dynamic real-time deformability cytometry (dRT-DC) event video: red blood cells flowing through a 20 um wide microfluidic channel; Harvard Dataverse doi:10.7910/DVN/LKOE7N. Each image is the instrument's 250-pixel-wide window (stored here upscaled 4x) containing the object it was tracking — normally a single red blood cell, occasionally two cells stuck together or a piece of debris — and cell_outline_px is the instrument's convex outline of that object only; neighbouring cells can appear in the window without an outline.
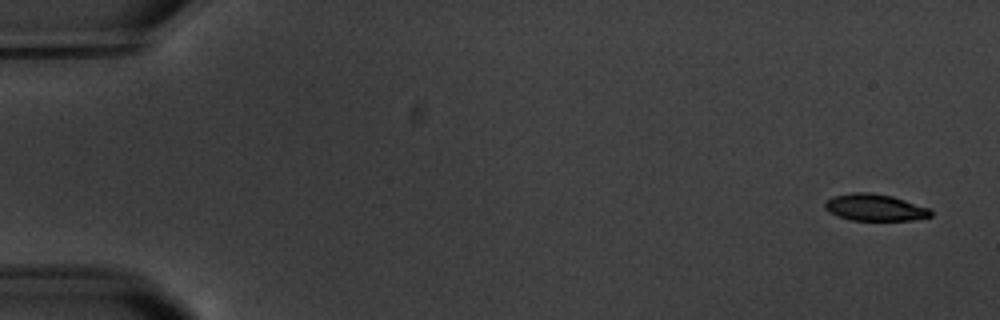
{"species": "common noctule bat (a hibernating species)", "species_latin": "Nyctalus noctula", "temperature_condition": "warm", "stored_images_in_passage": 6, "camera_frame_rate_fps": 3000, "um_per_image_px": 0.085, "animal": {"sex": "male", "body_mass_g": 20.1, "forearm_length_mm": 53.5}, "frame": {"image": 1, "passage_image": 1, "time_ms": 0.0, "image_size_px": [1000, 320], "cell_outline_px": [[932, 216], [912, 220], [852, 220], [828, 212], [824, 208], [824, 204], [832, 196], [852, 192], [868, 192], [892, 196], [928, 208], [932, 212]], "centroid_in_image_um": [74.34, 17.63], "position_along_channel_um": 10.7, "area_um2": 16.36}}
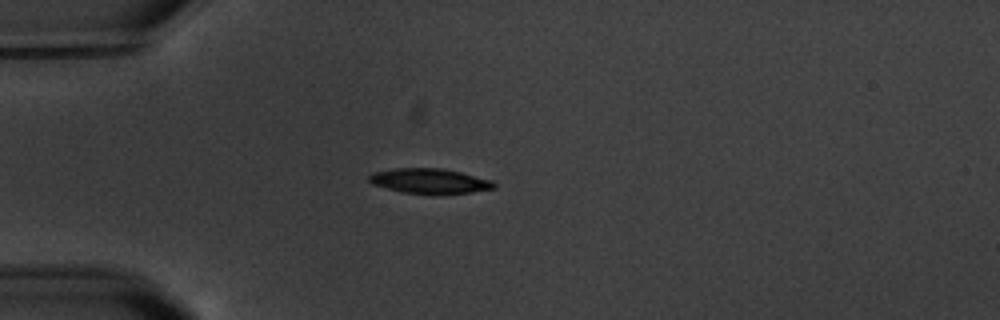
{"frame": {"image": 2, "passage_image": 5, "time_ms": 4.667, "image_size_px": [1000, 320], "cell_outline_px": [[496, 188], [472, 192], [404, 192], [372, 184], [368, 180], [368, 176], [372, 172], [396, 168], [444, 168], [492, 180], [496, 184]], "centroid_in_image_um": [36.51, 15.35], "position_along_channel_um": 48.5, "area_um2": 17.63}}